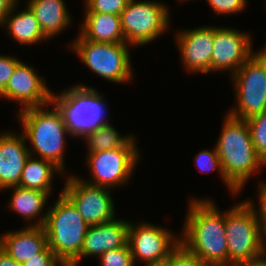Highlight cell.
Listing matches in <instances>:
<instances>
[{
    "mask_svg": "<svg viewBox=\"0 0 266 266\" xmlns=\"http://www.w3.org/2000/svg\"><path fill=\"white\" fill-rule=\"evenodd\" d=\"M44 229L48 247L64 266H78L88 224L73 202L61 191L47 210Z\"/></svg>",
    "mask_w": 266,
    "mask_h": 266,
    "instance_id": "277c9868",
    "label": "cell"
},
{
    "mask_svg": "<svg viewBox=\"0 0 266 266\" xmlns=\"http://www.w3.org/2000/svg\"><path fill=\"white\" fill-rule=\"evenodd\" d=\"M57 263L59 266H64L53 251L47 246L41 253H38L26 262H23L22 266H58Z\"/></svg>",
    "mask_w": 266,
    "mask_h": 266,
    "instance_id": "1f68e13d",
    "label": "cell"
},
{
    "mask_svg": "<svg viewBox=\"0 0 266 266\" xmlns=\"http://www.w3.org/2000/svg\"><path fill=\"white\" fill-rule=\"evenodd\" d=\"M130 222L124 219H113L109 222L89 226L80 253L82 257H100L103 253L124 247L128 244Z\"/></svg>",
    "mask_w": 266,
    "mask_h": 266,
    "instance_id": "e0dca14e",
    "label": "cell"
},
{
    "mask_svg": "<svg viewBox=\"0 0 266 266\" xmlns=\"http://www.w3.org/2000/svg\"><path fill=\"white\" fill-rule=\"evenodd\" d=\"M54 172L63 173L54 163L30 156L24 165L19 187L40 190L51 194Z\"/></svg>",
    "mask_w": 266,
    "mask_h": 266,
    "instance_id": "603a6c76",
    "label": "cell"
},
{
    "mask_svg": "<svg viewBox=\"0 0 266 266\" xmlns=\"http://www.w3.org/2000/svg\"><path fill=\"white\" fill-rule=\"evenodd\" d=\"M35 67L28 66L22 61L16 66L5 90L0 96L21 104L19 111L31 107L48 105L52 102L53 92L34 71Z\"/></svg>",
    "mask_w": 266,
    "mask_h": 266,
    "instance_id": "5bb4252c",
    "label": "cell"
},
{
    "mask_svg": "<svg viewBox=\"0 0 266 266\" xmlns=\"http://www.w3.org/2000/svg\"><path fill=\"white\" fill-rule=\"evenodd\" d=\"M62 192L73 202L88 226L115 219V206L109 188L86 183L77 176H68Z\"/></svg>",
    "mask_w": 266,
    "mask_h": 266,
    "instance_id": "7c38bea8",
    "label": "cell"
},
{
    "mask_svg": "<svg viewBox=\"0 0 266 266\" xmlns=\"http://www.w3.org/2000/svg\"><path fill=\"white\" fill-rule=\"evenodd\" d=\"M24 134H0V190L19 186L26 160L30 157Z\"/></svg>",
    "mask_w": 266,
    "mask_h": 266,
    "instance_id": "2e32d148",
    "label": "cell"
},
{
    "mask_svg": "<svg viewBox=\"0 0 266 266\" xmlns=\"http://www.w3.org/2000/svg\"><path fill=\"white\" fill-rule=\"evenodd\" d=\"M258 199L260 206L259 209L256 210L254 208V211L257 216V221L259 224V227L261 229V232L266 240V182H260L258 184Z\"/></svg>",
    "mask_w": 266,
    "mask_h": 266,
    "instance_id": "d6a6232c",
    "label": "cell"
},
{
    "mask_svg": "<svg viewBox=\"0 0 266 266\" xmlns=\"http://www.w3.org/2000/svg\"><path fill=\"white\" fill-rule=\"evenodd\" d=\"M18 7L15 5L13 10L5 19L4 27L8 29L10 37L21 45H31L37 42L46 40L44 37L38 20L35 18L34 13L27 6L25 10L15 13L14 10ZM15 13V14H14ZM8 27V28H7Z\"/></svg>",
    "mask_w": 266,
    "mask_h": 266,
    "instance_id": "7402d4cb",
    "label": "cell"
},
{
    "mask_svg": "<svg viewBox=\"0 0 266 266\" xmlns=\"http://www.w3.org/2000/svg\"><path fill=\"white\" fill-rule=\"evenodd\" d=\"M144 266H165L164 263L161 264H152V265H144Z\"/></svg>",
    "mask_w": 266,
    "mask_h": 266,
    "instance_id": "8d00e7d4",
    "label": "cell"
},
{
    "mask_svg": "<svg viewBox=\"0 0 266 266\" xmlns=\"http://www.w3.org/2000/svg\"><path fill=\"white\" fill-rule=\"evenodd\" d=\"M254 207L253 202L248 199L225 211L228 266L249 261L266 252L265 238Z\"/></svg>",
    "mask_w": 266,
    "mask_h": 266,
    "instance_id": "8992f818",
    "label": "cell"
},
{
    "mask_svg": "<svg viewBox=\"0 0 266 266\" xmlns=\"http://www.w3.org/2000/svg\"><path fill=\"white\" fill-rule=\"evenodd\" d=\"M207 2L215 13L230 15L246 8L247 0H207Z\"/></svg>",
    "mask_w": 266,
    "mask_h": 266,
    "instance_id": "f546056e",
    "label": "cell"
},
{
    "mask_svg": "<svg viewBox=\"0 0 266 266\" xmlns=\"http://www.w3.org/2000/svg\"><path fill=\"white\" fill-rule=\"evenodd\" d=\"M20 62L14 56L0 55V94L5 90L14 69Z\"/></svg>",
    "mask_w": 266,
    "mask_h": 266,
    "instance_id": "4dcf8cb0",
    "label": "cell"
},
{
    "mask_svg": "<svg viewBox=\"0 0 266 266\" xmlns=\"http://www.w3.org/2000/svg\"><path fill=\"white\" fill-rule=\"evenodd\" d=\"M52 102L61 110L71 136L84 138L109 123L104 97L93 87L76 84L61 94L53 92Z\"/></svg>",
    "mask_w": 266,
    "mask_h": 266,
    "instance_id": "5b68a950",
    "label": "cell"
},
{
    "mask_svg": "<svg viewBox=\"0 0 266 266\" xmlns=\"http://www.w3.org/2000/svg\"><path fill=\"white\" fill-rule=\"evenodd\" d=\"M27 6L34 13L46 39L63 32L71 24L69 10L63 0H29Z\"/></svg>",
    "mask_w": 266,
    "mask_h": 266,
    "instance_id": "d6986e66",
    "label": "cell"
},
{
    "mask_svg": "<svg viewBox=\"0 0 266 266\" xmlns=\"http://www.w3.org/2000/svg\"><path fill=\"white\" fill-rule=\"evenodd\" d=\"M0 266H22L0 248Z\"/></svg>",
    "mask_w": 266,
    "mask_h": 266,
    "instance_id": "d590c367",
    "label": "cell"
},
{
    "mask_svg": "<svg viewBox=\"0 0 266 266\" xmlns=\"http://www.w3.org/2000/svg\"><path fill=\"white\" fill-rule=\"evenodd\" d=\"M246 122L250 129L256 155L266 165V111L246 119Z\"/></svg>",
    "mask_w": 266,
    "mask_h": 266,
    "instance_id": "d4e9b609",
    "label": "cell"
},
{
    "mask_svg": "<svg viewBox=\"0 0 266 266\" xmlns=\"http://www.w3.org/2000/svg\"><path fill=\"white\" fill-rule=\"evenodd\" d=\"M175 35L186 71L194 74L198 72L208 74L211 71L214 26L179 30Z\"/></svg>",
    "mask_w": 266,
    "mask_h": 266,
    "instance_id": "9a60e30c",
    "label": "cell"
},
{
    "mask_svg": "<svg viewBox=\"0 0 266 266\" xmlns=\"http://www.w3.org/2000/svg\"><path fill=\"white\" fill-rule=\"evenodd\" d=\"M169 8L161 2L129 0L120 14L125 43L142 46L157 39L169 24Z\"/></svg>",
    "mask_w": 266,
    "mask_h": 266,
    "instance_id": "9c48e42d",
    "label": "cell"
},
{
    "mask_svg": "<svg viewBox=\"0 0 266 266\" xmlns=\"http://www.w3.org/2000/svg\"><path fill=\"white\" fill-rule=\"evenodd\" d=\"M136 146L134 136L122 148L87 153L86 163L93 180L83 181L94 186H102L109 189L123 184L126 185L140 158L139 150Z\"/></svg>",
    "mask_w": 266,
    "mask_h": 266,
    "instance_id": "30bf717a",
    "label": "cell"
},
{
    "mask_svg": "<svg viewBox=\"0 0 266 266\" xmlns=\"http://www.w3.org/2000/svg\"><path fill=\"white\" fill-rule=\"evenodd\" d=\"M266 252L261 256L236 264L235 266H266Z\"/></svg>",
    "mask_w": 266,
    "mask_h": 266,
    "instance_id": "e575fe53",
    "label": "cell"
},
{
    "mask_svg": "<svg viewBox=\"0 0 266 266\" xmlns=\"http://www.w3.org/2000/svg\"><path fill=\"white\" fill-rule=\"evenodd\" d=\"M249 35L236 29L214 27L211 72L230 70L232 76L254 54Z\"/></svg>",
    "mask_w": 266,
    "mask_h": 266,
    "instance_id": "4fadbf2b",
    "label": "cell"
},
{
    "mask_svg": "<svg viewBox=\"0 0 266 266\" xmlns=\"http://www.w3.org/2000/svg\"><path fill=\"white\" fill-rule=\"evenodd\" d=\"M134 136H122L110 123L88 133L84 139L89 153L124 147Z\"/></svg>",
    "mask_w": 266,
    "mask_h": 266,
    "instance_id": "cb8c5ba5",
    "label": "cell"
},
{
    "mask_svg": "<svg viewBox=\"0 0 266 266\" xmlns=\"http://www.w3.org/2000/svg\"><path fill=\"white\" fill-rule=\"evenodd\" d=\"M190 202L180 243L207 266H228L225 212L209 198Z\"/></svg>",
    "mask_w": 266,
    "mask_h": 266,
    "instance_id": "6da1fadb",
    "label": "cell"
},
{
    "mask_svg": "<svg viewBox=\"0 0 266 266\" xmlns=\"http://www.w3.org/2000/svg\"><path fill=\"white\" fill-rule=\"evenodd\" d=\"M195 163L197 168L202 172H211L214 171L216 168L219 171L222 180L224 181L225 185L229 191L237 196L239 194L227 181L221 166V161L218 156L217 150L214 147V150H203L200 151L197 156H195Z\"/></svg>",
    "mask_w": 266,
    "mask_h": 266,
    "instance_id": "484cf974",
    "label": "cell"
},
{
    "mask_svg": "<svg viewBox=\"0 0 266 266\" xmlns=\"http://www.w3.org/2000/svg\"><path fill=\"white\" fill-rule=\"evenodd\" d=\"M128 2L129 0H87L84 9L86 13L120 15Z\"/></svg>",
    "mask_w": 266,
    "mask_h": 266,
    "instance_id": "83f0119b",
    "label": "cell"
},
{
    "mask_svg": "<svg viewBox=\"0 0 266 266\" xmlns=\"http://www.w3.org/2000/svg\"><path fill=\"white\" fill-rule=\"evenodd\" d=\"M80 35L87 40L103 43H125L120 15L85 13Z\"/></svg>",
    "mask_w": 266,
    "mask_h": 266,
    "instance_id": "ffe728a7",
    "label": "cell"
},
{
    "mask_svg": "<svg viewBox=\"0 0 266 266\" xmlns=\"http://www.w3.org/2000/svg\"><path fill=\"white\" fill-rule=\"evenodd\" d=\"M7 189H13V193L11 196V200L8 202L9 208L20 214L26 221L34 220L38 218L37 222L33 225L27 226H39L43 227L46 221L47 212L44 210V206L46 205V201H48V197L50 196L47 192H42L40 190L34 189H26L19 186L9 187ZM40 214L42 216L40 217ZM39 216V217H38Z\"/></svg>",
    "mask_w": 266,
    "mask_h": 266,
    "instance_id": "44dd1931",
    "label": "cell"
},
{
    "mask_svg": "<svg viewBox=\"0 0 266 266\" xmlns=\"http://www.w3.org/2000/svg\"><path fill=\"white\" fill-rule=\"evenodd\" d=\"M215 149L226 181L239 193L263 163L258 159L246 120L226 115Z\"/></svg>",
    "mask_w": 266,
    "mask_h": 266,
    "instance_id": "7a4b0ae2",
    "label": "cell"
},
{
    "mask_svg": "<svg viewBox=\"0 0 266 266\" xmlns=\"http://www.w3.org/2000/svg\"><path fill=\"white\" fill-rule=\"evenodd\" d=\"M47 246L44 227L26 226L0 235V248L18 263L26 262Z\"/></svg>",
    "mask_w": 266,
    "mask_h": 266,
    "instance_id": "ac0fdd59",
    "label": "cell"
},
{
    "mask_svg": "<svg viewBox=\"0 0 266 266\" xmlns=\"http://www.w3.org/2000/svg\"><path fill=\"white\" fill-rule=\"evenodd\" d=\"M53 105L49 111L47 106ZM19 121L25 138L31 141L30 156L36 152L40 159L54 163L62 171L64 164L65 137L71 136L65 119L58 106L51 102L48 105L31 107L18 111ZM67 134V135H65Z\"/></svg>",
    "mask_w": 266,
    "mask_h": 266,
    "instance_id": "3957f363",
    "label": "cell"
},
{
    "mask_svg": "<svg viewBox=\"0 0 266 266\" xmlns=\"http://www.w3.org/2000/svg\"><path fill=\"white\" fill-rule=\"evenodd\" d=\"M163 263L165 266H207L181 243L171 252Z\"/></svg>",
    "mask_w": 266,
    "mask_h": 266,
    "instance_id": "f1b7e54d",
    "label": "cell"
},
{
    "mask_svg": "<svg viewBox=\"0 0 266 266\" xmlns=\"http://www.w3.org/2000/svg\"><path fill=\"white\" fill-rule=\"evenodd\" d=\"M80 60L92 72L114 83L131 81L129 46L127 43H103L84 39L80 34L75 41L70 42Z\"/></svg>",
    "mask_w": 266,
    "mask_h": 266,
    "instance_id": "52a82bcc",
    "label": "cell"
},
{
    "mask_svg": "<svg viewBox=\"0 0 266 266\" xmlns=\"http://www.w3.org/2000/svg\"><path fill=\"white\" fill-rule=\"evenodd\" d=\"M263 48L231 76L237 106L227 114L233 118L246 120L266 111V45Z\"/></svg>",
    "mask_w": 266,
    "mask_h": 266,
    "instance_id": "ba28073f",
    "label": "cell"
},
{
    "mask_svg": "<svg viewBox=\"0 0 266 266\" xmlns=\"http://www.w3.org/2000/svg\"><path fill=\"white\" fill-rule=\"evenodd\" d=\"M128 244L134 264L140 260L144 265H152L163 263L180 244V239L164 226L144 221L135 226L130 222Z\"/></svg>",
    "mask_w": 266,
    "mask_h": 266,
    "instance_id": "8fae6325",
    "label": "cell"
},
{
    "mask_svg": "<svg viewBox=\"0 0 266 266\" xmlns=\"http://www.w3.org/2000/svg\"><path fill=\"white\" fill-rule=\"evenodd\" d=\"M19 0H0V26H4L5 19Z\"/></svg>",
    "mask_w": 266,
    "mask_h": 266,
    "instance_id": "836d02e7",
    "label": "cell"
},
{
    "mask_svg": "<svg viewBox=\"0 0 266 266\" xmlns=\"http://www.w3.org/2000/svg\"><path fill=\"white\" fill-rule=\"evenodd\" d=\"M101 266H135L129 244L109 250L100 256Z\"/></svg>",
    "mask_w": 266,
    "mask_h": 266,
    "instance_id": "4316f807",
    "label": "cell"
}]
</instances>
